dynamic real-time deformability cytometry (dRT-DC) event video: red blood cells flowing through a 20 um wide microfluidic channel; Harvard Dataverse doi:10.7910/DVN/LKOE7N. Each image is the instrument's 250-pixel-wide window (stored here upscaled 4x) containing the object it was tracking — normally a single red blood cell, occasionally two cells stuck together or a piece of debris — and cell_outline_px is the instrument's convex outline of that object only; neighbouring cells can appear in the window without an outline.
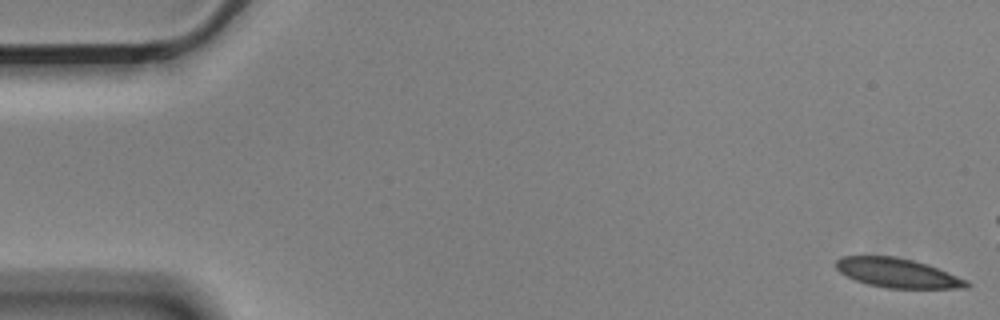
{"species": "Egyptian fruit bat (a non-hibernating species)", "species_latin": "Rousettus aegyptiacus", "temperature_condition": "cold", "stored_images_in_passage": 16, "camera_frame_rate_fps": 3000, "um_per_image_px": 0.085, "animal": {"sex": "male"}, "frame": {"image": 1, "passage_image": 1, "time_ms": 0.0, "image_size_px": [1000, 320], "cell_outline_px": [[972, 284], [968, 288], [888, 288], [868, 284], [856, 280], [840, 272], [836, 268], [836, 260], [844, 256], [896, 256], [928, 264], [968, 280]], "centroid_in_image_um": [76.33, 23.2], "position_along_channel_um": 8.7, "area_um2": 22.25}}